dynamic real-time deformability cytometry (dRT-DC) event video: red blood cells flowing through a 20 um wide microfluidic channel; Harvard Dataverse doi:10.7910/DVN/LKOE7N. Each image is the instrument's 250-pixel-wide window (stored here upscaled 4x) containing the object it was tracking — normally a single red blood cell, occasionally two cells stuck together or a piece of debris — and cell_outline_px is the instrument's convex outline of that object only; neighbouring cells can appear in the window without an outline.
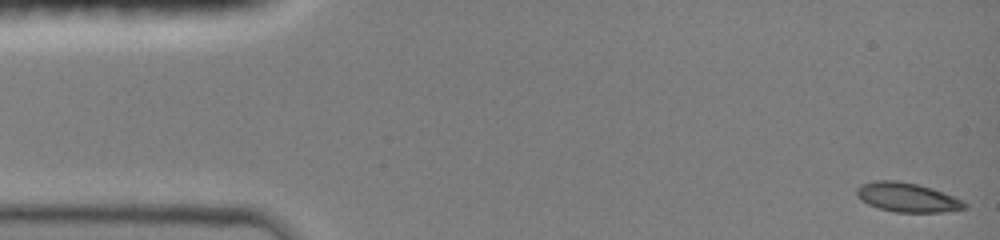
{"species": "common noctule bat (a hibernating species)", "species_latin": "Nyctalus noctula", "temperature_condition": "room temperature", "stored_images_in_passage": 23, "camera_frame_rate_fps": 3000, "um_per_image_px": 0.085, "animal": {"sex": "female", "body_mass_g": 19.0, "forearm_length_mm": 51.5}, "frame": {"image": 1, "passage_image": 1, "time_ms": 0.0, "image_size_px": [1000, 240], "cell_outline_px": [[968, 208], [944, 212], [896, 212], [880, 208], [868, 204], [860, 200], [856, 196], [856, 188], [860, 184], [876, 180], [896, 180], [916, 184], [932, 188], [964, 200], [968, 204]], "centroid_in_image_um": [77.12, 16.77], "position_along_channel_um": 7.9, "area_um2": 18.55}}
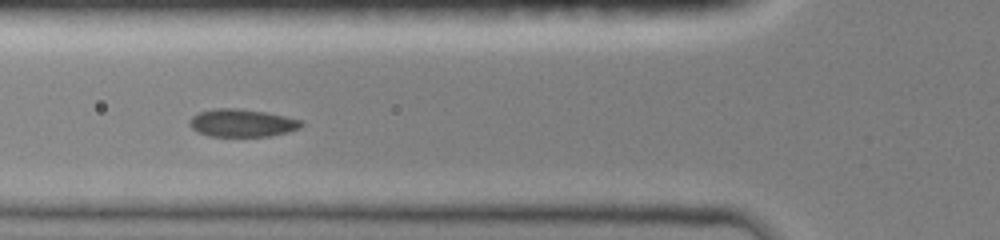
{"frame": {"image": 2, "passage_image": 14, "time_ms": 4.333, "image_size_px": [1000, 240], "cell_outline_px": [[304, 124], [300, 128], [288, 132], [268, 136], [208, 136], [196, 132], [188, 124], [188, 120], [192, 116], [200, 112], [212, 108], [244, 108], [268, 112], [304, 120]], "centroid_in_image_um": [20.58, 10.44], "position_along_channel_um": 105.2, "area_um2": 18.5}}
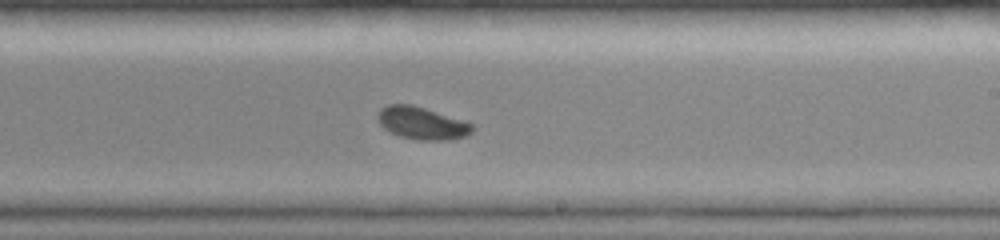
{"frame": {"image": 3, "passage_image": 23, "time_ms": 7.333, "image_size_px": [1000, 240], "cell_outline_px": [[476, 128], [468, 136], [448, 140], [416, 140], [400, 136], [388, 132], [380, 124], [376, 116], [380, 108], [388, 104], [412, 104], [464, 120], [476, 124]], "centroid_in_image_um": [35.9, 10.47], "position_along_channel_um": 253.1, "area_um2": 18.32}}